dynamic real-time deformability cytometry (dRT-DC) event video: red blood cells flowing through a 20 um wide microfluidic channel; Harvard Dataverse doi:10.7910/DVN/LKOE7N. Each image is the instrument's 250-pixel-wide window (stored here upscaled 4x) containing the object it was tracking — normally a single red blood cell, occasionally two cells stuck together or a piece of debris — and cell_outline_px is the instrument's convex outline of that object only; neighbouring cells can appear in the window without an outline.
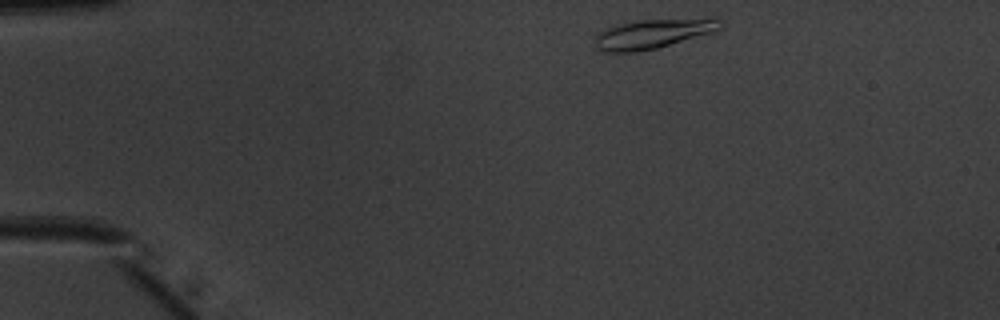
{"species": "common noctule bat (a hibernating species)", "species_latin": "Nyctalus noctula", "temperature_condition": "warm", "stored_images_in_passage": 43, "camera_frame_rate_fps": 3000, "um_per_image_px": 0.085, "animal": {"sex": "male", "body_mass_g": 20.1, "forearm_length_mm": 53.5}, "frame": {"image": 1, "passage_image": 1, "time_ms": 0.0, "image_size_px": [1000, 320], "cell_outline_px": [[720, 28], [708, 32], [656, 48], [636, 52], [604, 52], [596, 48], [596, 36], [604, 28], [616, 24], [640, 20], [712, 16], [716, 16], [720, 20]], "centroid_in_image_um": [55.48, 2.83], "position_along_channel_um": 29.5, "area_um2": 21.5}}
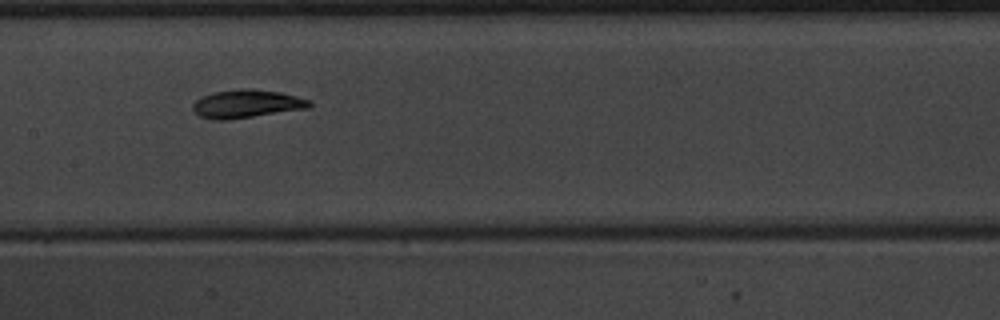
{"frame": {"image": 2, "passage_image": 18, "time_ms": 5.667, "image_size_px": [1000, 320], "cell_outline_px": [[312, 104], [308, 108], [224, 120], [216, 120], [200, 116], [192, 108], [192, 104], [196, 100], [204, 96], [216, 92], [244, 88], [252, 88], [280, 92], [312, 100]], "centroid_in_image_um": [20.99, 8.81], "position_along_channel_um": 186.4, "area_um2": 18.84}}
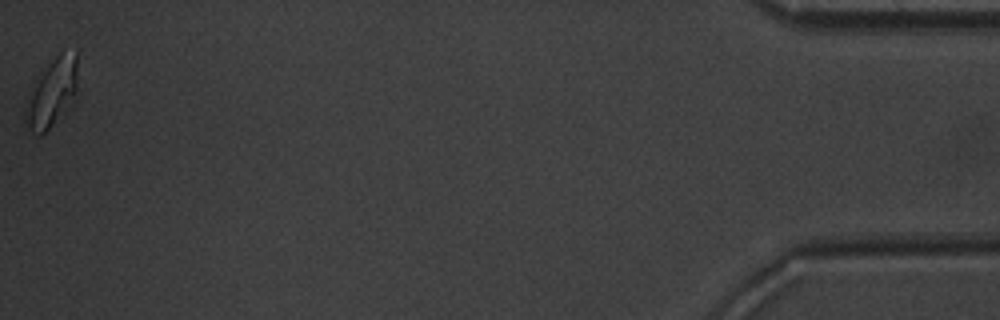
{"frame": {"image": 3, "passage_image": 43, "time_ms": 14.0, "image_size_px": [1000, 320], "cell_outline_px": [[76, 100], [40, 136], [36, 136], [32, 132], [28, 124], [28, 112], [32, 88], [52, 60], [60, 52], [76, 52]], "centroid_in_image_um": [4.5, 7.88], "position_along_channel_um": 430.7, "area_um2": 19.36}, "authors_computed_cell_mechanics": {"area_um2": 18.496, "velocity_mm_per_s": 3.9875, "shape_relaxation_time_tau1_ms": 3.2149, "shape_relaxation_time_tau2_ms": 2.1913, "deformation_change_tau1": 0.1474, "deformation_change_tau2": 0.0675}}